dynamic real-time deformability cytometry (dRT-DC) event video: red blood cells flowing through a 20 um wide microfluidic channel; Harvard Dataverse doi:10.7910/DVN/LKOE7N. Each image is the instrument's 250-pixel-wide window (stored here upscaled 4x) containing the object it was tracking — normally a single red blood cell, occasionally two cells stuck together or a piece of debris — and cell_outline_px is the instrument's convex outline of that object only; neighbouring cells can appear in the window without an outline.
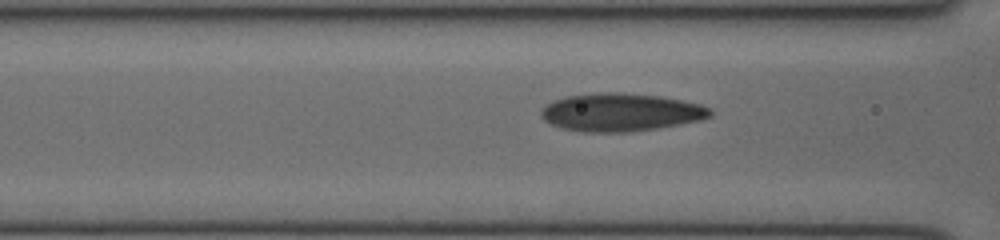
{"species": "human", "species_latin": "Homo sapiens", "temperature_condition": "cold", "stored_images_in_passage": 15, "camera_frame_rate_fps": 3000, "um_per_image_px": 0.085, "donor": {"sex": "female"}, "frame": {"image": 1, "passage_image": 4, "time_ms": 1.0, "image_size_px": [1000, 240], "cell_outline_px": [[712, 116], [700, 120], [680, 124], [632, 132], [584, 132], [564, 128], [552, 124], [544, 120], [540, 116], [540, 112], [552, 100], [564, 96], [600, 92], [620, 92], [660, 96], [700, 104], [712, 108]], "centroid_in_image_um": [52.77, 9.54], "position_along_channel_um": 113.8, "area_um2": 37.51}}
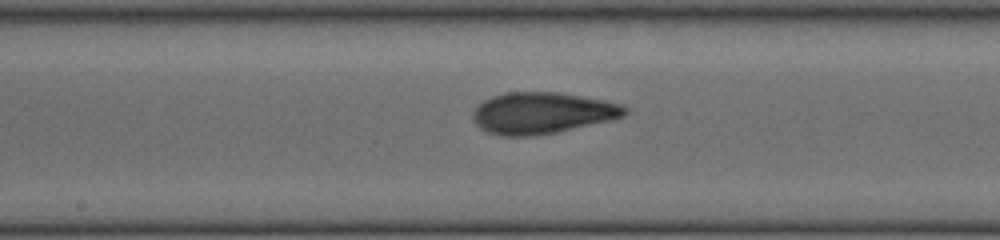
{"frame": {"image": 2, "passage_image": 10, "time_ms": 3.0, "image_size_px": [1000, 240], "cell_outline_px": [[628, 112], [624, 116], [612, 120], [556, 132], [536, 136], [500, 136], [488, 132], [480, 128], [472, 120], [472, 112], [484, 100], [492, 96], [504, 92], [556, 92], [604, 100], [620, 104], [628, 108]], "centroid_in_image_um": [46.07, 9.61], "position_along_channel_um": 202.1, "area_um2": 36.76}}
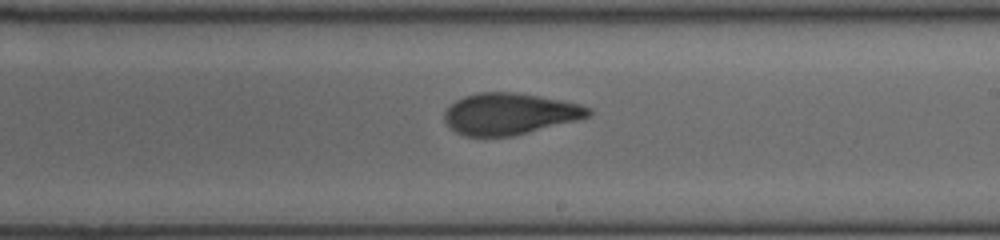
{"frame": {"image": 3, "passage_image": 13, "time_ms": 4.0, "image_size_px": [1000, 240], "cell_outline_px": [[592, 112], [588, 116], [576, 120], [512, 136], [464, 136], [456, 132], [444, 120], [444, 112], [456, 100], [464, 96], [480, 92], [516, 92], [560, 100], [580, 104], [592, 108]], "centroid_in_image_um": [43.31, 9.67], "position_along_channel_um": 245.7, "area_um2": 34.45}}